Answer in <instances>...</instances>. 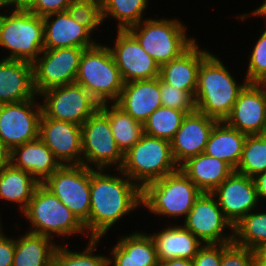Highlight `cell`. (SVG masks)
<instances>
[{"label":"cell","instance_id":"cell-1","mask_svg":"<svg viewBox=\"0 0 266 266\" xmlns=\"http://www.w3.org/2000/svg\"><path fill=\"white\" fill-rule=\"evenodd\" d=\"M116 172L112 175L106 169L90 168V214L84 226L87 238L102 239L115 223L142 207V189L120 169Z\"/></svg>","mask_w":266,"mask_h":266},{"label":"cell","instance_id":"cell-2","mask_svg":"<svg viewBox=\"0 0 266 266\" xmlns=\"http://www.w3.org/2000/svg\"><path fill=\"white\" fill-rule=\"evenodd\" d=\"M213 54L209 53L202 60L194 100L197 111L224 121L248 82L246 79L241 84L236 81L218 55Z\"/></svg>","mask_w":266,"mask_h":266},{"label":"cell","instance_id":"cell-3","mask_svg":"<svg viewBox=\"0 0 266 266\" xmlns=\"http://www.w3.org/2000/svg\"><path fill=\"white\" fill-rule=\"evenodd\" d=\"M75 83L84 87L100 104L116 103L124 81L106 44L84 49Z\"/></svg>","mask_w":266,"mask_h":266},{"label":"cell","instance_id":"cell-4","mask_svg":"<svg viewBox=\"0 0 266 266\" xmlns=\"http://www.w3.org/2000/svg\"><path fill=\"white\" fill-rule=\"evenodd\" d=\"M0 47L9 51L3 59L33 63L44 50L43 17L26 9L4 11L0 18Z\"/></svg>","mask_w":266,"mask_h":266},{"label":"cell","instance_id":"cell-5","mask_svg":"<svg viewBox=\"0 0 266 266\" xmlns=\"http://www.w3.org/2000/svg\"><path fill=\"white\" fill-rule=\"evenodd\" d=\"M179 169L170 141L145 133L125 154L120 170L141 189Z\"/></svg>","mask_w":266,"mask_h":266},{"label":"cell","instance_id":"cell-6","mask_svg":"<svg viewBox=\"0 0 266 266\" xmlns=\"http://www.w3.org/2000/svg\"><path fill=\"white\" fill-rule=\"evenodd\" d=\"M159 67L178 58L197 39L189 37L178 18L143 19L127 29Z\"/></svg>","mask_w":266,"mask_h":266},{"label":"cell","instance_id":"cell-7","mask_svg":"<svg viewBox=\"0 0 266 266\" xmlns=\"http://www.w3.org/2000/svg\"><path fill=\"white\" fill-rule=\"evenodd\" d=\"M197 186L179 168L142 188V206L155 216L178 218L190 212L201 195Z\"/></svg>","mask_w":266,"mask_h":266},{"label":"cell","instance_id":"cell-8","mask_svg":"<svg viewBox=\"0 0 266 266\" xmlns=\"http://www.w3.org/2000/svg\"><path fill=\"white\" fill-rule=\"evenodd\" d=\"M24 219L29 221L31 233L40 234L50 238L56 236H72L87 233L84 226L49 189L40 183L22 212ZM55 235V236H54Z\"/></svg>","mask_w":266,"mask_h":266},{"label":"cell","instance_id":"cell-9","mask_svg":"<svg viewBox=\"0 0 266 266\" xmlns=\"http://www.w3.org/2000/svg\"><path fill=\"white\" fill-rule=\"evenodd\" d=\"M81 141L83 165L91 169L121 168L124 154L115 142L109 118L100 109L81 125Z\"/></svg>","mask_w":266,"mask_h":266},{"label":"cell","instance_id":"cell-10","mask_svg":"<svg viewBox=\"0 0 266 266\" xmlns=\"http://www.w3.org/2000/svg\"><path fill=\"white\" fill-rule=\"evenodd\" d=\"M85 226L90 214V168L62 165L43 183Z\"/></svg>","mask_w":266,"mask_h":266},{"label":"cell","instance_id":"cell-11","mask_svg":"<svg viewBox=\"0 0 266 266\" xmlns=\"http://www.w3.org/2000/svg\"><path fill=\"white\" fill-rule=\"evenodd\" d=\"M38 96L43 100L41 106L45 117L79 126L100 108L93 96L77 83L53 87Z\"/></svg>","mask_w":266,"mask_h":266},{"label":"cell","instance_id":"cell-12","mask_svg":"<svg viewBox=\"0 0 266 266\" xmlns=\"http://www.w3.org/2000/svg\"><path fill=\"white\" fill-rule=\"evenodd\" d=\"M182 221V226L204 244L233 243L234 226L225 217L212 193H201ZM227 228L230 234L225 232Z\"/></svg>","mask_w":266,"mask_h":266},{"label":"cell","instance_id":"cell-13","mask_svg":"<svg viewBox=\"0 0 266 266\" xmlns=\"http://www.w3.org/2000/svg\"><path fill=\"white\" fill-rule=\"evenodd\" d=\"M84 48L44 49L33 62L34 89L37 95L53 87L75 83Z\"/></svg>","mask_w":266,"mask_h":266},{"label":"cell","instance_id":"cell-14","mask_svg":"<svg viewBox=\"0 0 266 266\" xmlns=\"http://www.w3.org/2000/svg\"><path fill=\"white\" fill-rule=\"evenodd\" d=\"M37 100L0 104V140L10 150L39 138L42 106Z\"/></svg>","mask_w":266,"mask_h":266},{"label":"cell","instance_id":"cell-15","mask_svg":"<svg viewBox=\"0 0 266 266\" xmlns=\"http://www.w3.org/2000/svg\"><path fill=\"white\" fill-rule=\"evenodd\" d=\"M109 49L125 83L159 77V65L128 30H118Z\"/></svg>","mask_w":266,"mask_h":266},{"label":"cell","instance_id":"cell-16","mask_svg":"<svg viewBox=\"0 0 266 266\" xmlns=\"http://www.w3.org/2000/svg\"><path fill=\"white\" fill-rule=\"evenodd\" d=\"M224 122L247 135L266 134V83H247Z\"/></svg>","mask_w":266,"mask_h":266},{"label":"cell","instance_id":"cell-17","mask_svg":"<svg viewBox=\"0 0 266 266\" xmlns=\"http://www.w3.org/2000/svg\"><path fill=\"white\" fill-rule=\"evenodd\" d=\"M225 217L234 226L260 205L254 179L233 171L213 192Z\"/></svg>","mask_w":266,"mask_h":266},{"label":"cell","instance_id":"cell-18","mask_svg":"<svg viewBox=\"0 0 266 266\" xmlns=\"http://www.w3.org/2000/svg\"><path fill=\"white\" fill-rule=\"evenodd\" d=\"M39 139L62 165L82 164L81 126L41 115Z\"/></svg>","mask_w":266,"mask_h":266},{"label":"cell","instance_id":"cell-19","mask_svg":"<svg viewBox=\"0 0 266 266\" xmlns=\"http://www.w3.org/2000/svg\"><path fill=\"white\" fill-rule=\"evenodd\" d=\"M218 122L197 110L187 114L181 127L170 141L176 164L180 167L189 158L204 153L209 135Z\"/></svg>","mask_w":266,"mask_h":266},{"label":"cell","instance_id":"cell-20","mask_svg":"<svg viewBox=\"0 0 266 266\" xmlns=\"http://www.w3.org/2000/svg\"><path fill=\"white\" fill-rule=\"evenodd\" d=\"M44 49L64 47L91 48L98 42L92 33L71 18L67 11L53 13L43 17Z\"/></svg>","mask_w":266,"mask_h":266},{"label":"cell","instance_id":"cell-21","mask_svg":"<svg viewBox=\"0 0 266 266\" xmlns=\"http://www.w3.org/2000/svg\"><path fill=\"white\" fill-rule=\"evenodd\" d=\"M160 96L159 77L135 80L124 83L116 104L136 121L143 124L157 108L162 106Z\"/></svg>","mask_w":266,"mask_h":266},{"label":"cell","instance_id":"cell-22","mask_svg":"<svg viewBox=\"0 0 266 266\" xmlns=\"http://www.w3.org/2000/svg\"><path fill=\"white\" fill-rule=\"evenodd\" d=\"M37 96L34 89L33 63L1 58L0 104L21 102Z\"/></svg>","mask_w":266,"mask_h":266},{"label":"cell","instance_id":"cell-23","mask_svg":"<svg viewBox=\"0 0 266 266\" xmlns=\"http://www.w3.org/2000/svg\"><path fill=\"white\" fill-rule=\"evenodd\" d=\"M210 52L202 49L197 40L178 58L160 66L159 78L167 84L188 92L193 98L197 89L198 71Z\"/></svg>","mask_w":266,"mask_h":266},{"label":"cell","instance_id":"cell-24","mask_svg":"<svg viewBox=\"0 0 266 266\" xmlns=\"http://www.w3.org/2000/svg\"><path fill=\"white\" fill-rule=\"evenodd\" d=\"M110 250L108 266H159L154 242L139 230L122 235Z\"/></svg>","mask_w":266,"mask_h":266},{"label":"cell","instance_id":"cell-25","mask_svg":"<svg viewBox=\"0 0 266 266\" xmlns=\"http://www.w3.org/2000/svg\"><path fill=\"white\" fill-rule=\"evenodd\" d=\"M10 163L31 174L39 183H43L62 166L39 138L14 147L11 150Z\"/></svg>","mask_w":266,"mask_h":266},{"label":"cell","instance_id":"cell-26","mask_svg":"<svg viewBox=\"0 0 266 266\" xmlns=\"http://www.w3.org/2000/svg\"><path fill=\"white\" fill-rule=\"evenodd\" d=\"M150 236L155 245L158 262L175 258L192 261L198 250L204 245L179 223L166 226L162 231L151 233Z\"/></svg>","mask_w":266,"mask_h":266},{"label":"cell","instance_id":"cell-27","mask_svg":"<svg viewBox=\"0 0 266 266\" xmlns=\"http://www.w3.org/2000/svg\"><path fill=\"white\" fill-rule=\"evenodd\" d=\"M202 193H212L234 170L224 161L201 153L179 167Z\"/></svg>","mask_w":266,"mask_h":266},{"label":"cell","instance_id":"cell-28","mask_svg":"<svg viewBox=\"0 0 266 266\" xmlns=\"http://www.w3.org/2000/svg\"><path fill=\"white\" fill-rule=\"evenodd\" d=\"M246 137L247 134L230 127L224 121H218L209 135L204 153L226 162L235 171Z\"/></svg>","mask_w":266,"mask_h":266},{"label":"cell","instance_id":"cell-29","mask_svg":"<svg viewBox=\"0 0 266 266\" xmlns=\"http://www.w3.org/2000/svg\"><path fill=\"white\" fill-rule=\"evenodd\" d=\"M57 246L52 238L27 231L15 237L13 266H51Z\"/></svg>","mask_w":266,"mask_h":266},{"label":"cell","instance_id":"cell-30","mask_svg":"<svg viewBox=\"0 0 266 266\" xmlns=\"http://www.w3.org/2000/svg\"><path fill=\"white\" fill-rule=\"evenodd\" d=\"M39 184L31 174L10 163L0 172V200L18 204L22 213Z\"/></svg>","mask_w":266,"mask_h":266},{"label":"cell","instance_id":"cell-31","mask_svg":"<svg viewBox=\"0 0 266 266\" xmlns=\"http://www.w3.org/2000/svg\"><path fill=\"white\" fill-rule=\"evenodd\" d=\"M99 109L109 118L115 142L125 154L140 140L143 134V124L132 118L116 103L102 104Z\"/></svg>","mask_w":266,"mask_h":266},{"label":"cell","instance_id":"cell-32","mask_svg":"<svg viewBox=\"0 0 266 266\" xmlns=\"http://www.w3.org/2000/svg\"><path fill=\"white\" fill-rule=\"evenodd\" d=\"M103 21L109 16L117 19V29L127 30L143 20L148 0H101Z\"/></svg>","mask_w":266,"mask_h":266},{"label":"cell","instance_id":"cell-33","mask_svg":"<svg viewBox=\"0 0 266 266\" xmlns=\"http://www.w3.org/2000/svg\"><path fill=\"white\" fill-rule=\"evenodd\" d=\"M101 239L89 238L82 251H71L66 245H58L54 251L51 266H108V255L95 254Z\"/></svg>","mask_w":266,"mask_h":266},{"label":"cell","instance_id":"cell-34","mask_svg":"<svg viewBox=\"0 0 266 266\" xmlns=\"http://www.w3.org/2000/svg\"><path fill=\"white\" fill-rule=\"evenodd\" d=\"M186 115L185 111L160 106L143 123V133L171 141Z\"/></svg>","mask_w":266,"mask_h":266},{"label":"cell","instance_id":"cell-35","mask_svg":"<svg viewBox=\"0 0 266 266\" xmlns=\"http://www.w3.org/2000/svg\"><path fill=\"white\" fill-rule=\"evenodd\" d=\"M251 211L234 225L233 242L248 249L266 243V211Z\"/></svg>","mask_w":266,"mask_h":266},{"label":"cell","instance_id":"cell-36","mask_svg":"<svg viewBox=\"0 0 266 266\" xmlns=\"http://www.w3.org/2000/svg\"><path fill=\"white\" fill-rule=\"evenodd\" d=\"M235 171L251 178L266 171V134L247 135Z\"/></svg>","mask_w":266,"mask_h":266},{"label":"cell","instance_id":"cell-37","mask_svg":"<svg viewBox=\"0 0 266 266\" xmlns=\"http://www.w3.org/2000/svg\"><path fill=\"white\" fill-rule=\"evenodd\" d=\"M67 12L73 20L86 27L92 34L104 22L101 0H72Z\"/></svg>","mask_w":266,"mask_h":266},{"label":"cell","instance_id":"cell-38","mask_svg":"<svg viewBox=\"0 0 266 266\" xmlns=\"http://www.w3.org/2000/svg\"><path fill=\"white\" fill-rule=\"evenodd\" d=\"M261 31L263 32L248 57V68L244 77L248 83H266V28Z\"/></svg>","mask_w":266,"mask_h":266},{"label":"cell","instance_id":"cell-39","mask_svg":"<svg viewBox=\"0 0 266 266\" xmlns=\"http://www.w3.org/2000/svg\"><path fill=\"white\" fill-rule=\"evenodd\" d=\"M162 106L185 111L187 114L196 110L194 98L186 91L180 90L160 79Z\"/></svg>","mask_w":266,"mask_h":266},{"label":"cell","instance_id":"cell-40","mask_svg":"<svg viewBox=\"0 0 266 266\" xmlns=\"http://www.w3.org/2000/svg\"><path fill=\"white\" fill-rule=\"evenodd\" d=\"M255 252L233 243L222 244L220 266H255Z\"/></svg>","mask_w":266,"mask_h":266},{"label":"cell","instance_id":"cell-41","mask_svg":"<svg viewBox=\"0 0 266 266\" xmlns=\"http://www.w3.org/2000/svg\"><path fill=\"white\" fill-rule=\"evenodd\" d=\"M222 244H204L192 259L193 266H220Z\"/></svg>","mask_w":266,"mask_h":266},{"label":"cell","instance_id":"cell-42","mask_svg":"<svg viewBox=\"0 0 266 266\" xmlns=\"http://www.w3.org/2000/svg\"><path fill=\"white\" fill-rule=\"evenodd\" d=\"M72 0H37L28 10L34 15L45 17L47 15L67 11Z\"/></svg>","mask_w":266,"mask_h":266},{"label":"cell","instance_id":"cell-43","mask_svg":"<svg viewBox=\"0 0 266 266\" xmlns=\"http://www.w3.org/2000/svg\"><path fill=\"white\" fill-rule=\"evenodd\" d=\"M0 225V266H13L15 254V237H7Z\"/></svg>","mask_w":266,"mask_h":266},{"label":"cell","instance_id":"cell-44","mask_svg":"<svg viewBox=\"0 0 266 266\" xmlns=\"http://www.w3.org/2000/svg\"><path fill=\"white\" fill-rule=\"evenodd\" d=\"M259 200L266 199V171L257 174L253 177Z\"/></svg>","mask_w":266,"mask_h":266},{"label":"cell","instance_id":"cell-45","mask_svg":"<svg viewBox=\"0 0 266 266\" xmlns=\"http://www.w3.org/2000/svg\"><path fill=\"white\" fill-rule=\"evenodd\" d=\"M11 150L0 140V172L10 164Z\"/></svg>","mask_w":266,"mask_h":266},{"label":"cell","instance_id":"cell-46","mask_svg":"<svg viewBox=\"0 0 266 266\" xmlns=\"http://www.w3.org/2000/svg\"><path fill=\"white\" fill-rule=\"evenodd\" d=\"M256 264L255 266H266V243L259 245L254 249Z\"/></svg>","mask_w":266,"mask_h":266},{"label":"cell","instance_id":"cell-47","mask_svg":"<svg viewBox=\"0 0 266 266\" xmlns=\"http://www.w3.org/2000/svg\"><path fill=\"white\" fill-rule=\"evenodd\" d=\"M159 266H193V262L188 259L175 258L159 262Z\"/></svg>","mask_w":266,"mask_h":266},{"label":"cell","instance_id":"cell-48","mask_svg":"<svg viewBox=\"0 0 266 266\" xmlns=\"http://www.w3.org/2000/svg\"><path fill=\"white\" fill-rule=\"evenodd\" d=\"M260 16L266 19V0H264L263 4L261 6H259L258 8H256L255 10H253L251 13H243L241 15H238L237 18H240L241 21H244L245 19H247L246 17L248 16ZM244 19V20H243Z\"/></svg>","mask_w":266,"mask_h":266},{"label":"cell","instance_id":"cell-49","mask_svg":"<svg viewBox=\"0 0 266 266\" xmlns=\"http://www.w3.org/2000/svg\"><path fill=\"white\" fill-rule=\"evenodd\" d=\"M37 0H12L15 9L28 10Z\"/></svg>","mask_w":266,"mask_h":266},{"label":"cell","instance_id":"cell-50","mask_svg":"<svg viewBox=\"0 0 266 266\" xmlns=\"http://www.w3.org/2000/svg\"><path fill=\"white\" fill-rule=\"evenodd\" d=\"M4 7H8V9L10 11H12L14 9V5H13V2L12 0H0V10L4 9ZM3 12L0 11V14H2Z\"/></svg>","mask_w":266,"mask_h":266}]
</instances>
